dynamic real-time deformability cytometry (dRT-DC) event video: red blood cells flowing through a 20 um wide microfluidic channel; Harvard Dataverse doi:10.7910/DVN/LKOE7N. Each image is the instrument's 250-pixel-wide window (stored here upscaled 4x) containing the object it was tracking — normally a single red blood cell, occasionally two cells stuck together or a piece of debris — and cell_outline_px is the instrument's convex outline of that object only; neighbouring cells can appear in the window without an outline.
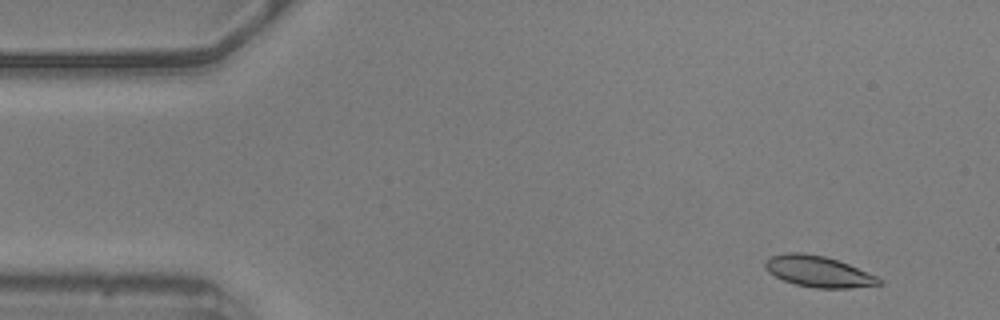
{"species": "common noctule bat (a hibernating species)", "species_latin": "Nyctalus noctula", "temperature_condition": "warm", "stored_images_in_passage": 56, "camera_frame_rate_fps": 3000, "um_per_image_px": 0.085, "animal": {"sex": "male", "body_mass_g": 20.5, "forearm_length_mm": 52.5}, "frame": {"image": 1, "passage_image": 4, "time_ms": 1.0, "image_size_px": [1000, 320], "cell_outline_px": [[884, 284], [852, 288], [812, 288], [796, 284], [784, 280], [768, 272], [764, 268], [764, 264], [772, 256], [788, 252], [800, 252], [824, 256], [848, 264], [876, 276], [884, 280]], "centroid_in_image_um": [69.59, 23.09], "position_along_channel_um": 15.4, "area_um2": 20.52}}
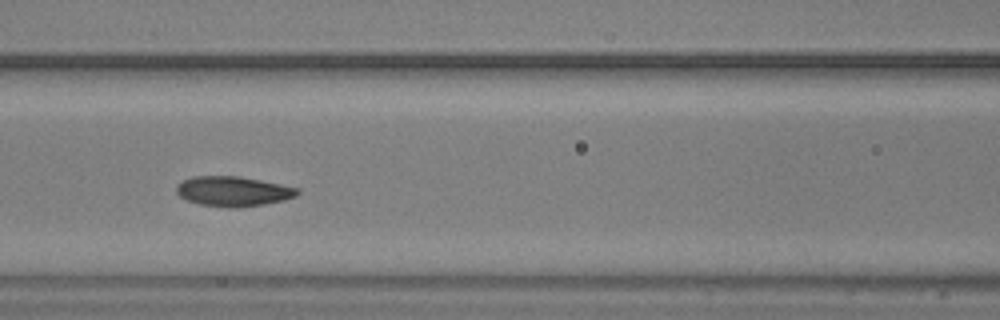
{"frame": {"image": 2, "passage_image": 23, "time_ms": 7.333, "image_size_px": [1000, 320], "cell_outline_px": [[300, 192], [296, 196], [284, 200], [264, 204], [236, 208], [228, 208], [200, 204], [188, 200], [180, 196], [176, 192], [176, 184], [192, 176], [240, 176], [300, 188]], "centroid_in_image_um": [19.82, 16.26], "position_along_channel_um": 146.8, "area_um2": 21.15}}
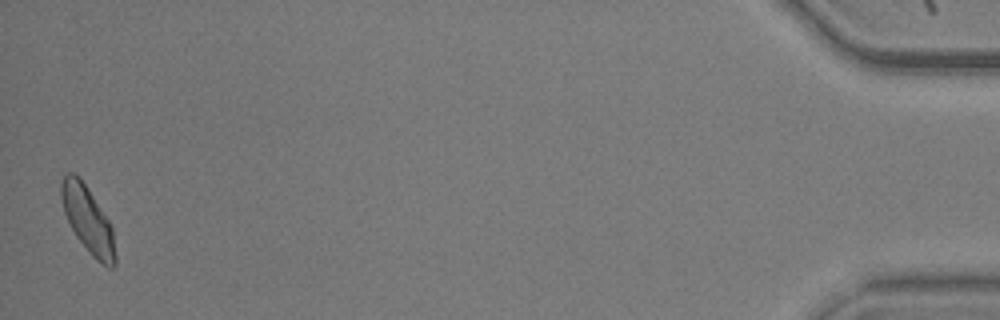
{"frame": {"image": 3, "passage_image": 55, "time_ms": 18.0, "image_size_px": [1000, 320], "cell_outline_px": [[116, 264], [112, 268], [108, 268], [96, 260], [88, 252], [76, 236], [64, 212], [60, 196], [60, 184], [64, 176], [68, 172], [72, 172], [88, 188], [108, 220], [112, 228], [116, 256]], "centroid_in_image_um": [7.47, 18.72], "position_along_channel_um": 427.7, "area_um2": 20.63}, "authors_computed_cell_mechanics": {"area_um2": 20.519, "velocity_mm_per_s": 3.5583, "shape_relaxation_time_tau1_ms": 3.6539, "shape_relaxation_time_tau2_ms": 2.4723, "deformation_change_tau1": 0.1118, "deformation_change_tau2": 0.0628}}